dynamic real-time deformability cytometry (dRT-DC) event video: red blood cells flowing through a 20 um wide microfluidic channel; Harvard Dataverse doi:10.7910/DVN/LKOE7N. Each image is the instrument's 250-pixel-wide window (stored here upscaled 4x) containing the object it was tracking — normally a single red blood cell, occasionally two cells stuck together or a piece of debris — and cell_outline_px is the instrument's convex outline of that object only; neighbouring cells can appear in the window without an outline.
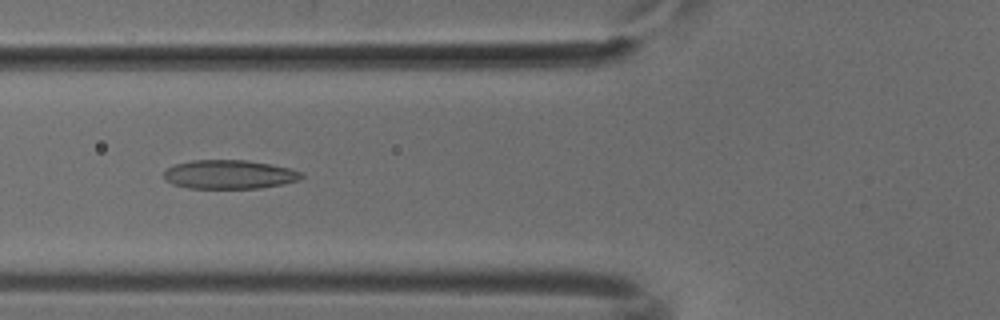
{"species": "common noctule bat (a hibernating species)", "species_latin": "Nyctalus noctula", "temperature_condition": "cold", "stored_images_in_passage": 51, "camera_frame_rate_fps": 3000, "um_per_image_px": 0.085, "animal": {"sex": "male", "body_mass_g": 18.8}, "frame": {"image": 1, "passage_image": 19, "time_ms": 6.0, "image_size_px": [1000, 320], "cell_outline_px": [[304, 176], [300, 180], [284, 184], [260, 188], [188, 188], [172, 184], [164, 180], [164, 172], [168, 168], [176, 164], [192, 160], [248, 160], [272, 164], [304, 172]], "centroid_in_image_um": [19.52, 14.83], "position_along_channel_um": 106.3, "area_um2": 23.35}}
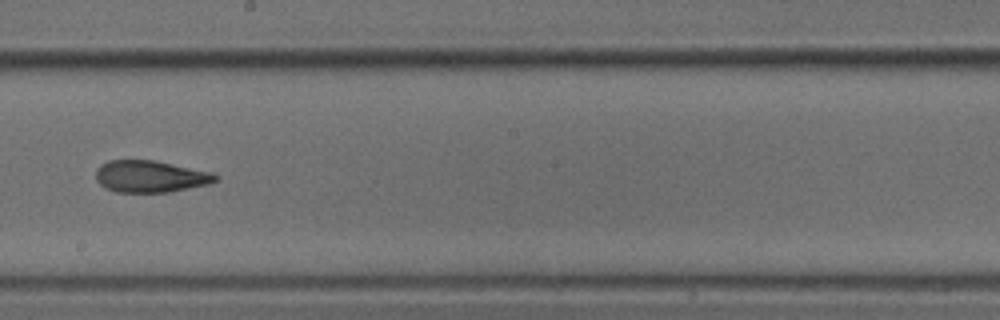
{"frame": {"image": 2, "passage_image": 29, "time_ms": 9.333, "image_size_px": [1000, 320], "cell_outline_px": [[220, 176], [212, 184], [168, 192], [116, 192], [104, 188], [96, 180], [96, 168], [100, 164], [108, 160], [152, 160], [212, 172]], "centroid_in_image_um": [12.77, 15.0], "position_along_channel_um": 235.4, "area_um2": 22.37}}
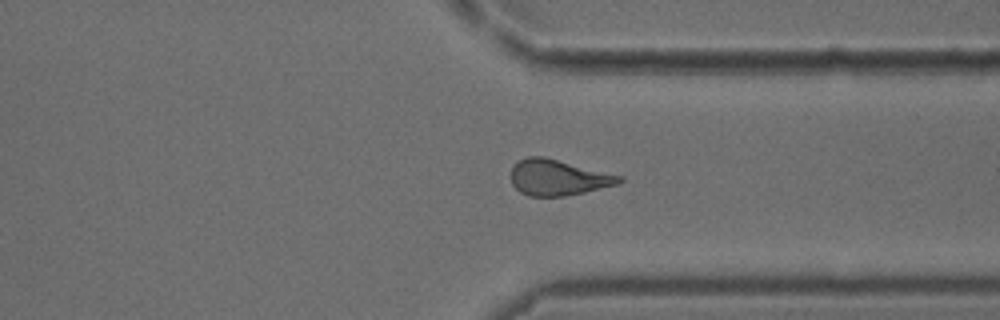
{"frame": {"image": 3, "passage_image": 39, "time_ms": 12.667, "image_size_px": [1000, 320], "cell_outline_px": [[624, 180], [620, 184], [584, 192], [564, 196], [528, 196], [520, 192], [512, 184], [512, 168], [520, 160], [528, 156], [544, 156], [624, 176]], "centroid_in_image_um": [47.48, 15.09], "position_along_channel_um": 363.9, "area_um2": 22.66}}